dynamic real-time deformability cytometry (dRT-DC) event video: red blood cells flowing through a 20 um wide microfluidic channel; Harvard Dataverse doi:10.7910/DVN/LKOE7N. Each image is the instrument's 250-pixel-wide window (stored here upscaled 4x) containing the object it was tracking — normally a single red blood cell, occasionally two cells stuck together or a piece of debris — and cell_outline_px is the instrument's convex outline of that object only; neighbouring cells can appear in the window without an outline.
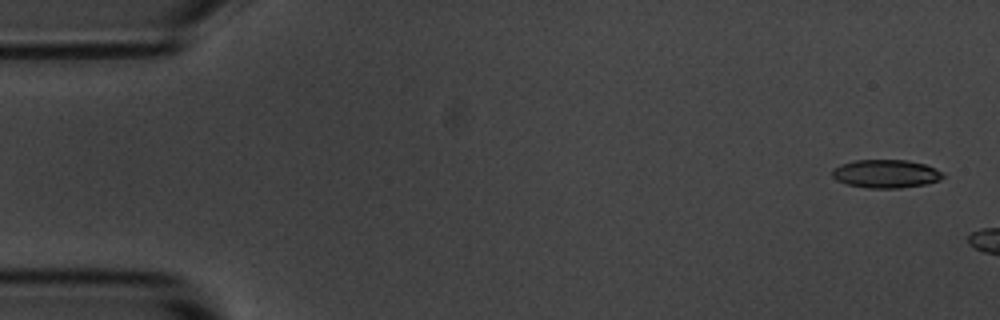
{"species": "common noctule bat (a hibernating species)", "species_latin": "Nyctalus noctula", "temperature_condition": "room temperature", "stored_images_in_passage": 5, "camera_frame_rate_fps": 3000, "um_per_image_px": 0.085, "animal": {"sex": "male", "body_mass_g": 20.1, "forearm_length_mm": 53.5}, "frame": {"image": 1, "passage_image": 1, "time_ms": 0.0, "image_size_px": [1000, 320], "cell_outline_px": [[944, 176], [940, 180], [924, 184], [900, 188], [868, 188], [848, 184], [836, 180], [832, 176], [832, 168], [840, 164], [856, 160], [908, 160], [924, 164], [944, 172]], "centroid_in_image_um": [75.29, 14.76], "position_along_channel_um": 9.7, "area_um2": 18.26}}
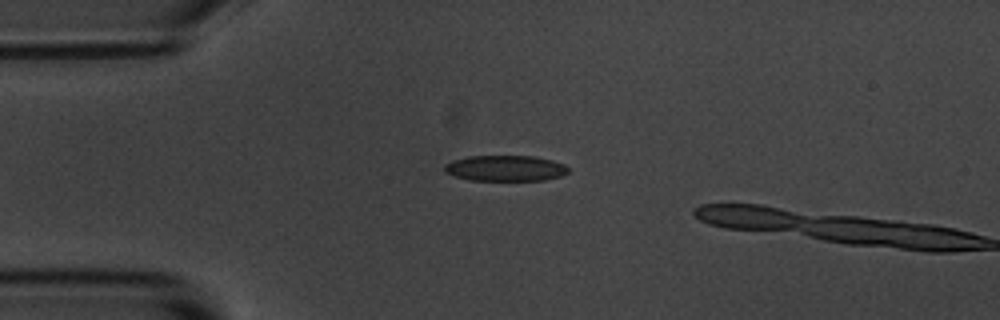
{"frame": {"image": 2, "passage_image": 4, "time_ms": 1.0, "image_size_px": [1000, 320], "cell_outline_px": [[568, 172], [560, 176], [544, 180], [468, 180], [444, 172], [444, 164], [452, 160], [468, 156], [536, 156], [552, 160], [564, 164], [568, 168]], "centroid_in_image_um": [42.93, 14.29], "position_along_channel_um": 42.1, "area_um2": 18.61}}